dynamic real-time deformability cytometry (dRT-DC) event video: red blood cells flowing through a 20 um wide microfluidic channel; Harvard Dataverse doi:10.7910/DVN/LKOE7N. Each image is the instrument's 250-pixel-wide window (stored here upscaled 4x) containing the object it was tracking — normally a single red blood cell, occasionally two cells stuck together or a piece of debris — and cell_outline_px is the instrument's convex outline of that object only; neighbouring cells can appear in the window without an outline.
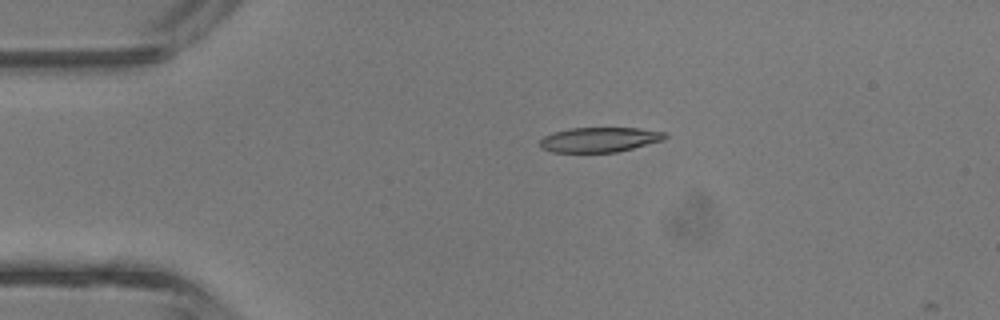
{"species": "common noctule bat (a hibernating species)", "species_latin": "Nyctalus noctula", "temperature_condition": "room temperature", "stored_images_in_passage": 2, "camera_frame_rate_fps": 3000, "um_per_image_px": 0.085, "animal": {"sex": "male", "body_mass_g": 13.3}, "frame": {"image": 1, "passage_image": 1, "time_ms": 0.0, "image_size_px": [1000, 320], "cell_outline_px": [[668, 136], [664, 140], [616, 152], [552, 152], [540, 148], [540, 140], [544, 136], [556, 132], [572, 128], [640, 128], [664, 132]], "centroid_in_image_um": [50.97, 11.87], "position_along_channel_um": 34.0, "area_um2": 17.98}}